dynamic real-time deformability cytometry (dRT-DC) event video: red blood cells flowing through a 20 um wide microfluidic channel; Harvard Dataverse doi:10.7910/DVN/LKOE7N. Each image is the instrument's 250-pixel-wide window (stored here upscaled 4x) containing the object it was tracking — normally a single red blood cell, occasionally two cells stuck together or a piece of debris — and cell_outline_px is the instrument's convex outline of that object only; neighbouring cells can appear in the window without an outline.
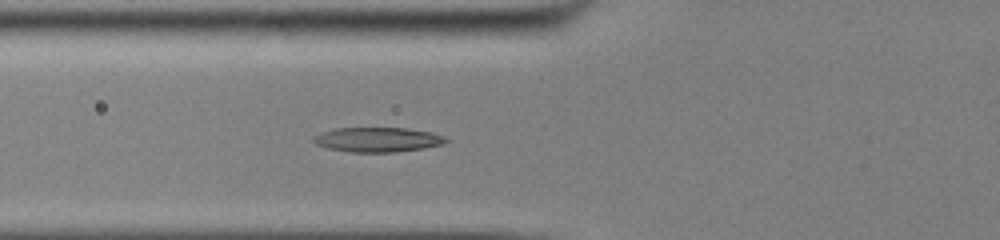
{"species": "common noctule bat (a hibernating species)", "species_latin": "Nyctalus noctula", "temperature_condition": "cold", "stored_images_in_passage": 37, "camera_frame_rate_fps": 3000, "um_per_image_px": 0.085, "animal": {"sex": "male", "body_mass_g": 13.0, "forearm_length_mm": 53.1}, "frame": {"image": 1, "passage_image": 8, "time_ms": 2.333, "image_size_px": [1000, 240], "cell_outline_px": [[448, 140], [444, 144], [424, 148], [396, 152], [352, 152], [328, 148], [316, 144], [312, 140], [312, 136], [320, 132], [336, 128], [408, 128], [432, 132], [444, 136]], "centroid_in_image_um": [32.1, 11.86], "position_along_channel_um": 93.7, "area_um2": 19.13}}
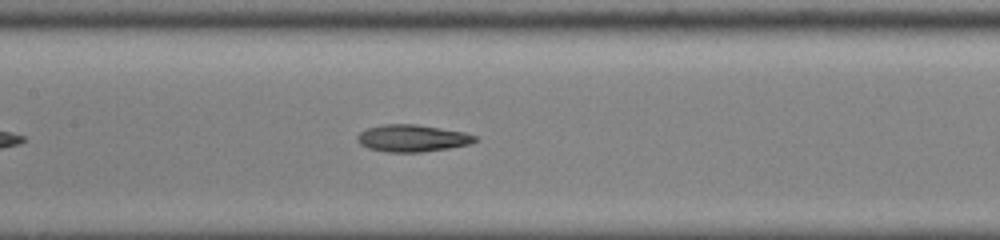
{"frame": {"image": 2, "passage_image": 14, "time_ms": 4.333, "image_size_px": [1000, 240], "cell_outline_px": [[476, 140], [468, 144], [448, 148], [420, 152], [388, 152], [368, 148], [360, 144], [356, 140], [356, 136], [360, 132], [368, 128], [384, 124], [416, 124], [464, 132], [476, 136]], "centroid_in_image_um": [35.0, 11.74], "position_along_channel_um": 172.4, "area_um2": 18.38}}
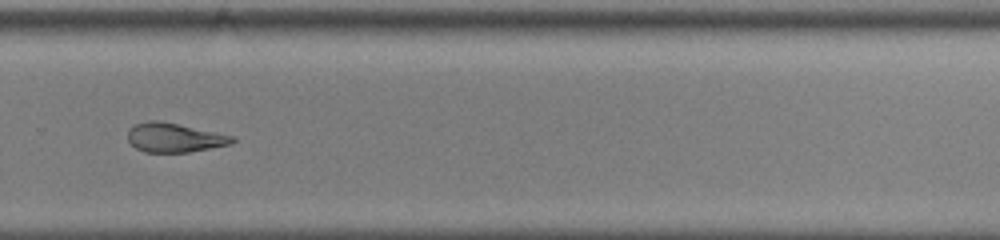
{"frame": {"image": 3, "passage_image": 25, "time_ms": 8.0, "image_size_px": [1000, 240], "cell_outline_px": [[236, 140], [228, 144], [188, 152], [144, 152], [136, 148], [128, 140], [128, 128], [136, 124], [148, 120], [156, 120], [216, 132], [232, 136]], "centroid_in_image_um": [14.76, 11.69], "position_along_channel_um": 315.0, "area_um2": 17.4}, "authors_computed_cell_mechanics": {"area_um2": 19.0162, "velocity_mm_per_s": 3.9053, "shape_relaxation_time_tau1_ms": 7.1225, "shape_relaxation_time_tau2_ms": 8.3896, "deformation_change_tau1": 0.2061, "deformation_change_tau2": 0.168}}